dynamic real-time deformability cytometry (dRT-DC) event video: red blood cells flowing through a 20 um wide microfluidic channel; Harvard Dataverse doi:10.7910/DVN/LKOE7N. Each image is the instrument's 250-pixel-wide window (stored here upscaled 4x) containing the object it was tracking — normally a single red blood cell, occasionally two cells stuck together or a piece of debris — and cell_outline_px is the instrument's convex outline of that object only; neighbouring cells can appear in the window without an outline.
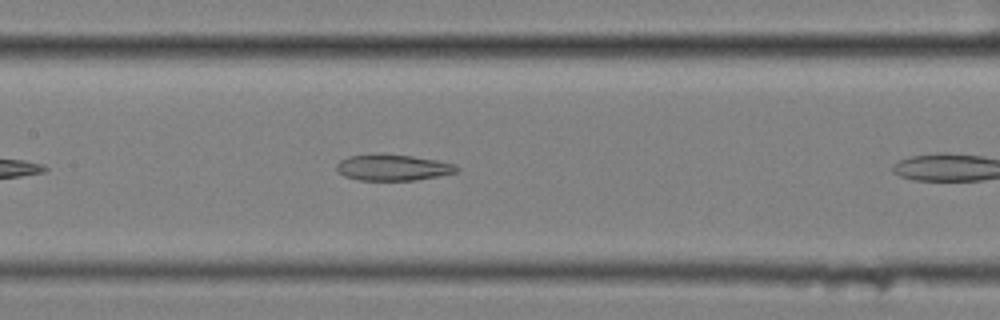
{"species": "common noctule bat (a hibernating species)", "species_latin": "Nyctalus noctula", "temperature_condition": "cold", "stored_images_in_passage": 8, "camera_frame_rate_fps": 3000, "um_per_image_px": 0.085, "animal": {"sex": "female", "body_mass_g": 25.1}, "frame": {"image": 1, "passage_image": 7, "time_ms": 2.0, "image_size_px": [1000, 320], "cell_outline_px": [[460, 172], [416, 180], [360, 180], [344, 176], [336, 168], [336, 164], [340, 160], [348, 156], [412, 156], [436, 160], [456, 164], [460, 168]], "centroid_in_image_um": [33.47, 14.27], "position_along_channel_um": 173.9, "area_um2": 17.74}}